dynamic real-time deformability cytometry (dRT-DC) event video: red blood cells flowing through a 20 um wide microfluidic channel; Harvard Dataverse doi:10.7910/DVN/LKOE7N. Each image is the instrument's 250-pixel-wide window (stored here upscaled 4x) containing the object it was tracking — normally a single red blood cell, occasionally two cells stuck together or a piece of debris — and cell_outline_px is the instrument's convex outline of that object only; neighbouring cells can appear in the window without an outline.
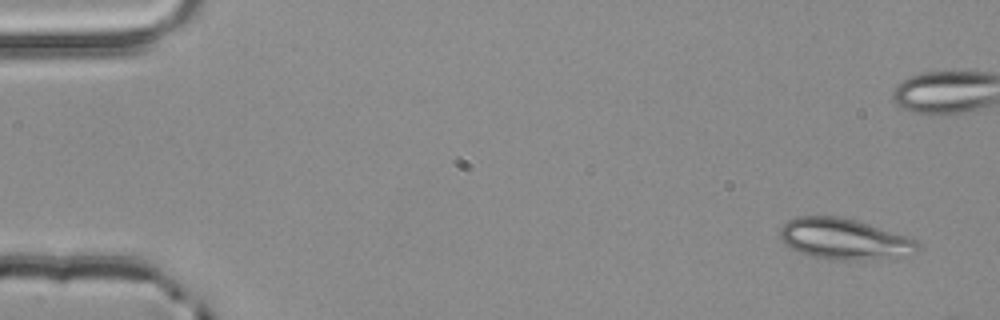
{"species": "common noctule bat (a hibernating species)", "species_latin": "Nyctalus noctula", "temperature_condition": "room temperature", "stored_images_in_passage": 2, "camera_frame_rate_fps": 3000, "um_per_image_px": 0.085, "animal": {"sex": "male", "body_mass_g": 20.4}, "frame": {"image": 1, "passage_image": 1, "time_ms": 0.0, "image_size_px": [1000, 320], "cell_outline_px": [[920, 252], [908, 256], [860, 260], [844, 260], [812, 256], [800, 252], [784, 244], [780, 240], [780, 228], [788, 220], [796, 216], [840, 216], [856, 220], [916, 240], [920, 248]], "centroid_in_image_um": [71.76, 20.32], "position_along_channel_um": 13.2, "area_um2": 32.71}}